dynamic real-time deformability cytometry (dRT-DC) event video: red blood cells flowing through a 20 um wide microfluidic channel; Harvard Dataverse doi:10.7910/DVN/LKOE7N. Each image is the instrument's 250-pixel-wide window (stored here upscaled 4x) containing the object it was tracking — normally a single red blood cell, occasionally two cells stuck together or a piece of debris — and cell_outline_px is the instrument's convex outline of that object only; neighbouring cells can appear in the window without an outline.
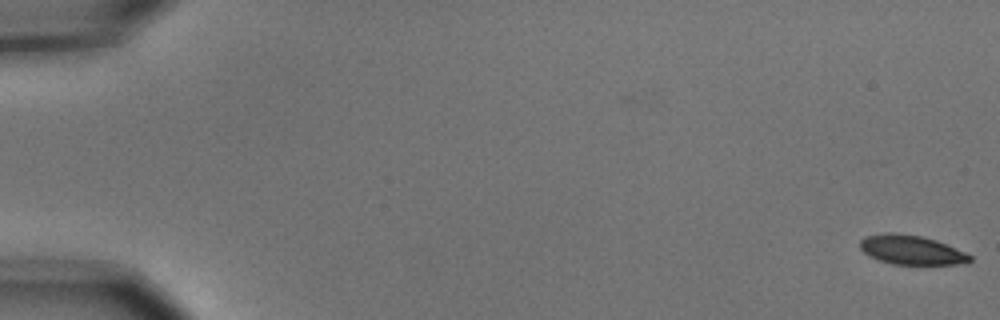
{"species": "common noctule bat (a hibernating species)", "species_latin": "Nyctalus noctula", "temperature_condition": "cold", "stored_images_in_passage": 56, "camera_frame_rate_fps": 3000, "um_per_image_px": 0.085, "animal": {"sex": "male", "body_mass_g": 15.6}, "frame": {"image": 1, "passage_image": 1, "time_ms": 0.0, "image_size_px": [1000, 320], "cell_outline_px": [[972, 260], [968, 264], [892, 264], [868, 256], [860, 248], [860, 240], [864, 236], [884, 232], [896, 232], [920, 236], [936, 240], [964, 252], [972, 256]], "centroid_in_image_um": [77.44, 21.23], "position_along_channel_um": 7.6, "area_um2": 18.84}}
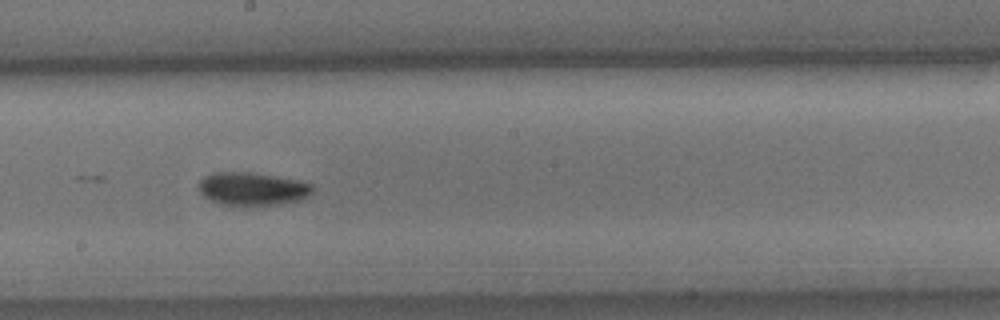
{"frame": {"image": 2, "passage_image": 32, "time_ms": 10.333, "image_size_px": [1000, 320], "cell_outline_px": [[316, 188], [308, 196], [300, 200], [280, 204], [248, 208], [220, 204], [204, 196], [200, 192], [200, 180], [204, 176], [212, 172], [252, 172], [296, 180], [312, 184]], "centroid_in_image_um": [21.46, 16.08], "position_along_channel_um": 226.7, "area_um2": 22.48}}
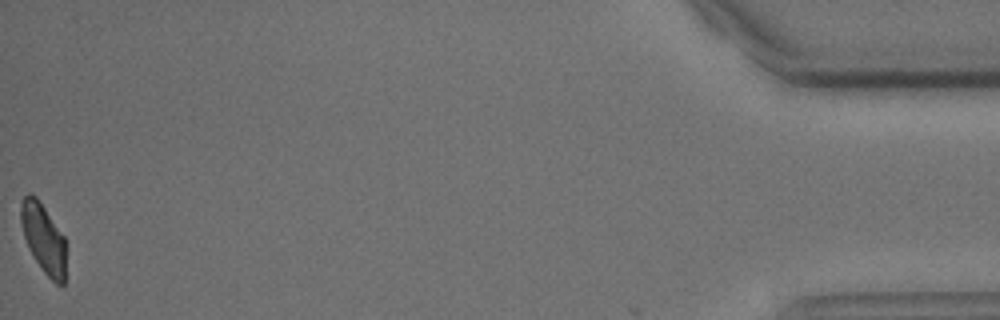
{"frame": {"image": 3, "passage_image": 56, "time_ms": 18.333, "image_size_px": [1000, 320], "cell_outline_px": [[64, 284], [56, 284], [44, 272], [28, 248], [24, 236], [20, 220], [20, 200], [28, 192], [36, 196], [64, 236]], "centroid_in_image_um": [3.65, 20.2], "position_along_channel_um": 431.5, "area_um2": 17.92}, "authors_computed_cell_mechanics": {"area_um2": 20.4034, "velocity_mm_per_s": 3.6739, "shape_relaxation_time_tau1_ms": 3.8835, "shape_relaxation_time_tau2_ms": null, "deformation_change_tau1": 0.1251, "deformation_change_tau2": null}}